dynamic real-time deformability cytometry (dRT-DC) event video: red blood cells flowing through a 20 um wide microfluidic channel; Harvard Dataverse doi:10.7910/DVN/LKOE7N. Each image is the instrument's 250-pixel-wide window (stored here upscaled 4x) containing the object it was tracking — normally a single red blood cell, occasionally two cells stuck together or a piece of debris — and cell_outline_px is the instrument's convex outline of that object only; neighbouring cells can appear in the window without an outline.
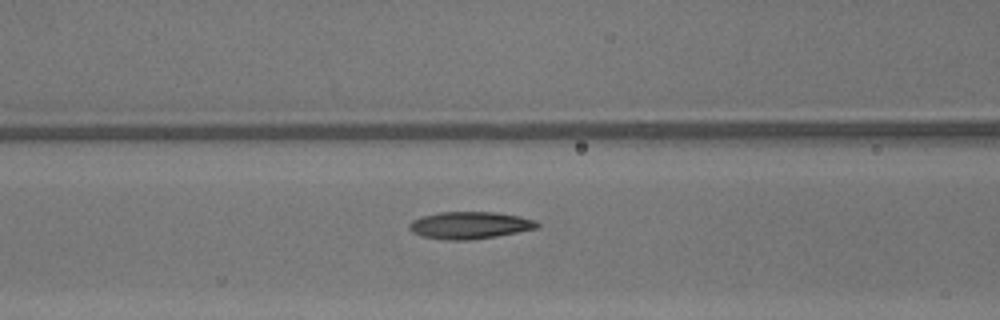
{"species": "common noctule bat (a hibernating species)", "species_latin": "Nyctalus noctula", "temperature_condition": "warm", "stored_images_in_passage": 31, "camera_frame_rate_fps": 3000, "um_per_image_px": 0.085, "animal": {"sex": "male", "body_mass_g": 13.3}, "frame": {"image": 1, "passage_image": 7, "time_ms": 2.0, "image_size_px": [1000, 320], "cell_outline_px": [[540, 228], [496, 236], [468, 240], [448, 240], [420, 236], [412, 232], [408, 228], [408, 224], [412, 220], [420, 216], [440, 212], [496, 212], [520, 216], [536, 220], [540, 224]], "centroid_in_image_um": [39.93, 19.14], "position_along_channel_um": 126.7, "area_um2": 20.46}}
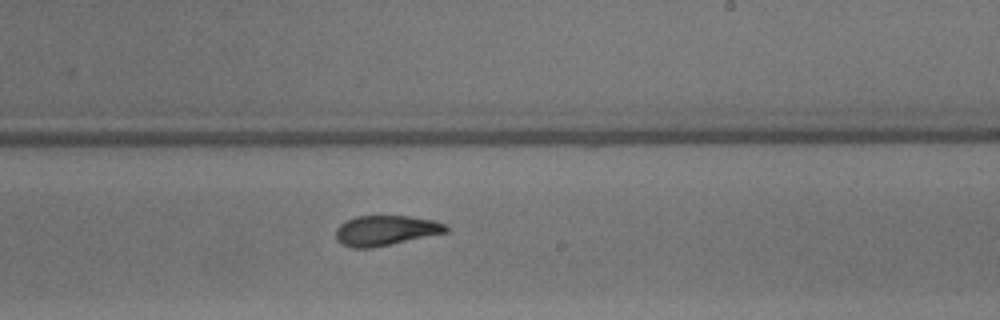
{"frame": {"image": 2, "passage_image": 16, "time_ms": 5.0, "image_size_px": [1000, 320], "cell_outline_px": [[448, 232], [392, 244], [372, 248], [352, 248], [336, 240], [336, 228], [344, 220], [356, 216], [408, 216], [436, 220], [444, 224], [448, 228]], "centroid_in_image_um": [32.77, 19.58], "position_along_channel_um": 256.2, "area_um2": 19.42}}
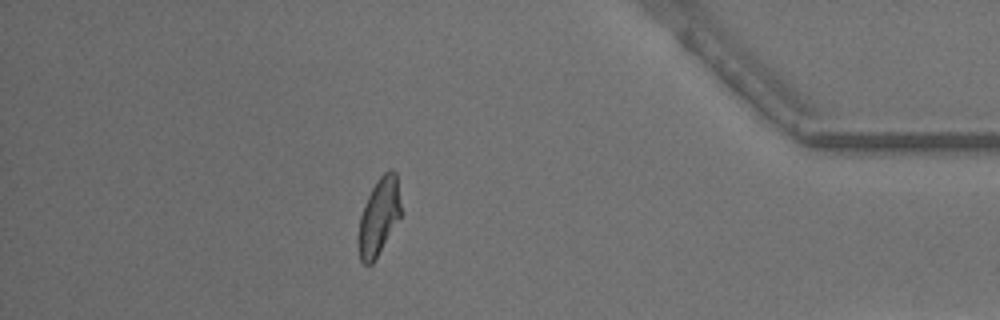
{"frame": {"image": 3, "passage_image": 29, "time_ms": 9.333, "image_size_px": [1000, 320], "cell_outline_px": [[400, 216], [372, 264], [364, 264], [360, 260], [356, 244], [356, 240], [360, 216], [364, 204], [376, 180], [388, 168], [392, 168], [396, 172], [400, 204]], "centroid_in_image_um": [32.16, 18.4], "position_along_channel_um": 403.0, "area_um2": 19.07}}